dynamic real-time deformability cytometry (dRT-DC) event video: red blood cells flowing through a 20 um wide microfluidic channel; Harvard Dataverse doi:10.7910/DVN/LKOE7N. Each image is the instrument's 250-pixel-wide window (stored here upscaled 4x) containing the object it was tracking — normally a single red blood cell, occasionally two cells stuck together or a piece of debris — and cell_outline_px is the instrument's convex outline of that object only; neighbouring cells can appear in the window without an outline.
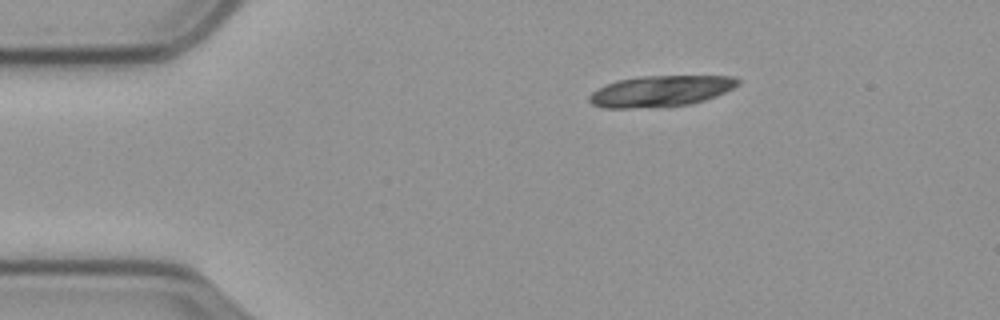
{"species": "common noctule bat (a hibernating species)", "species_latin": "Nyctalus noctula", "temperature_condition": "cold", "stored_images_in_passage": 10, "camera_frame_rate_fps": 3000, "um_per_image_px": 0.085, "animal": {"sex": "male", "body_mass_g": 23.1, "forearm_length_mm": 52.7}, "frame": {"image": 1, "passage_image": 1, "time_ms": 0.0, "image_size_px": [1000, 320], "cell_outline_px": [[740, 84], [716, 96], [704, 100], [688, 104], [628, 108], [604, 108], [592, 104], [588, 100], [588, 96], [592, 92], [604, 84], [616, 80], [640, 76], [736, 76], [740, 80]], "centroid_in_image_um": [56.12, 7.72], "position_along_channel_um": 28.9, "area_um2": 26.76}}